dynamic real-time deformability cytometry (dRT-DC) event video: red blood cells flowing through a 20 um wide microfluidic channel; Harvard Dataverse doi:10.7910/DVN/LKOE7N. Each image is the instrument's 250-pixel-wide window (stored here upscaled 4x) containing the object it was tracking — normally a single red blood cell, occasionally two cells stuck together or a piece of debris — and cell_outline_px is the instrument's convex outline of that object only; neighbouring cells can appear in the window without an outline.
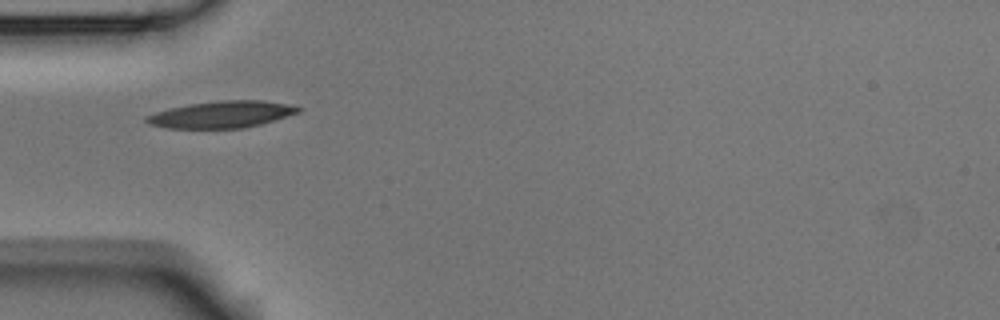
{"species": "Egyptian fruit bat (a non-hibernating species)", "species_latin": "Rousettus aegyptiacus", "temperature_condition": "room temperature", "stored_images_in_passage": 38, "camera_frame_rate_fps": 3000, "um_per_image_px": 0.085, "animal": {"sex": "male"}, "frame": {"image": 1, "passage_image": 1, "time_ms": 0.0, "image_size_px": [1000, 320], "cell_outline_px": [[304, 108], [300, 112], [260, 124], [244, 128], [168, 128], [148, 124], [144, 120], [144, 116], [168, 108], [188, 104], [220, 100], [264, 100], [288, 104]], "centroid_in_image_um": [18.82, 9.72], "position_along_channel_um": 66.2, "area_um2": 23.81}}
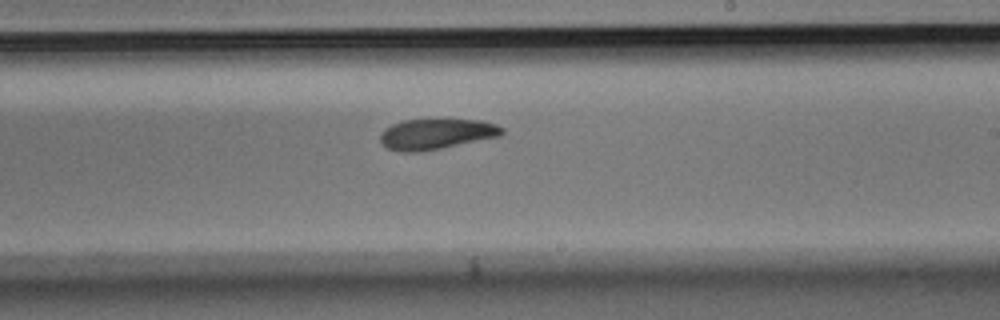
{"frame": {"image": 2, "passage_image": 16, "time_ms": 5.0, "image_size_px": [1000, 320], "cell_outline_px": [[504, 132], [500, 136], [440, 148], [416, 152], [404, 152], [388, 148], [380, 144], [380, 136], [384, 128], [392, 124], [404, 120], [480, 120], [496, 124], [504, 128]], "centroid_in_image_um": [37.06, 11.39], "position_along_channel_um": 251.9, "area_um2": 21.44}}
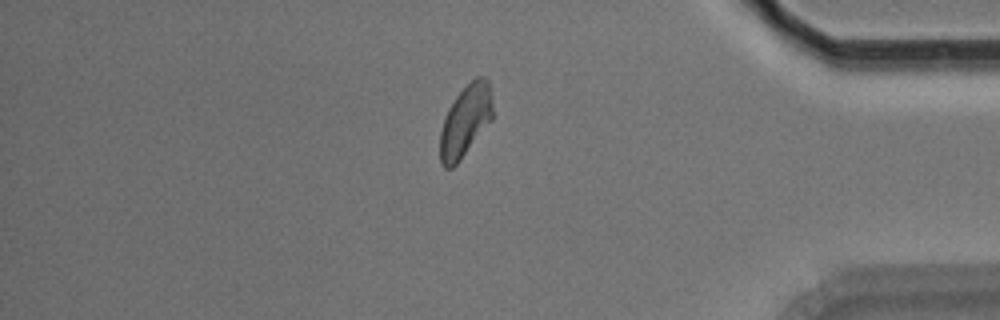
{"frame": {"image": 3, "passage_image": 30, "time_ms": 9.667, "image_size_px": [1000, 320], "cell_outline_px": [[492, 120], [460, 160], [452, 168], [444, 168], [440, 164], [440, 132], [448, 108], [456, 96], [476, 76], [484, 76], [488, 80], [492, 100]], "centroid_in_image_um": [39.56, 10.29], "position_along_channel_um": 395.6, "area_um2": 21.85}, "authors_computed_cell_mechanics": {"area_um2": 22.0507, "velocity_mm_per_s": 3.7149, "shape_relaxation_time_tau1_ms": 4.3506, "shape_relaxation_time_tau2_ms": 4.6788, "deformation_change_tau1": 0.1527, "deformation_change_tau2": 0.1122}}